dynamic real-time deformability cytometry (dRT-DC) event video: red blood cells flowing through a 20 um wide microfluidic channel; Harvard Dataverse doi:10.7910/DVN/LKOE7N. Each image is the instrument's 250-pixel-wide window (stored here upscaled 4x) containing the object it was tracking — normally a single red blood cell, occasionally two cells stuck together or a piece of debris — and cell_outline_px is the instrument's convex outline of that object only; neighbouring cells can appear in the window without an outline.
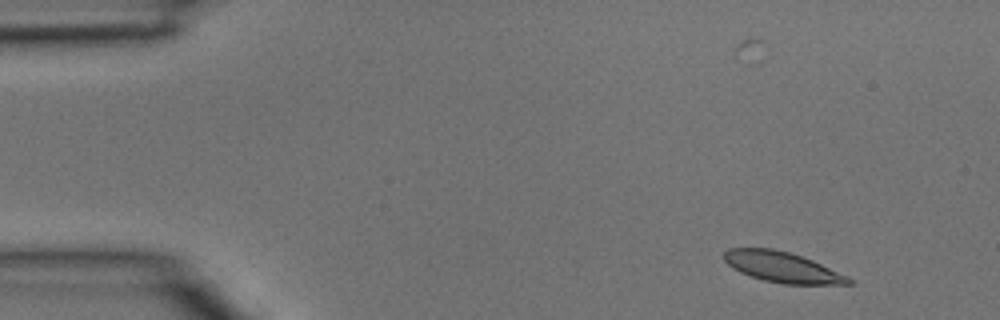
{"species": "common noctule bat (a hibernating species)", "species_latin": "Nyctalus noctula", "temperature_condition": "room temperature", "stored_images_in_passage": 3, "camera_frame_rate_fps": 3000, "um_per_image_px": 0.085, "animal": {"sex": "male", "body_mass_g": 15.6}, "frame": {"image": 1, "passage_image": 1, "time_ms": 0.0, "image_size_px": [1000, 320], "cell_outline_px": [[856, 284], [784, 284], [764, 280], [740, 272], [732, 268], [724, 260], [724, 252], [728, 248], [772, 248], [788, 252], [812, 260], [848, 276], [856, 280]], "centroid_in_image_um": [66.52, 22.71], "position_along_channel_um": 18.5, "area_um2": 22.08}}